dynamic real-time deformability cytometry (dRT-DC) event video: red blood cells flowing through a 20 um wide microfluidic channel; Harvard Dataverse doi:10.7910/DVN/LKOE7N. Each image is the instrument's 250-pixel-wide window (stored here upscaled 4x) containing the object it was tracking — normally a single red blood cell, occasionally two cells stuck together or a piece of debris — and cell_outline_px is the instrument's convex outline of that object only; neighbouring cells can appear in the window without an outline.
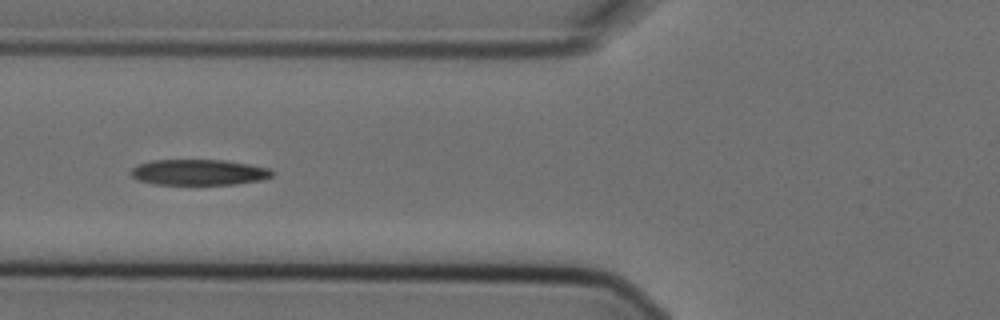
{"species": "Egyptian fruit bat (a non-hibernating species)", "species_latin": "Rousettus aegyptiacus", "temperature_condition": "cold", "stored_images_in_passage": 9, "camera_frame_rate_fps": 3000, "um_per_image_px": 0.085, "animal": {"sex": "female"}, "frame": {"image": 1, "passage_image": 6, "time_ms": 1.667, "image_size_px": [1000, 320], "cell_outline_px": [[276, 172], [272, 176], [260, 180], [236, 184], [152, 184], [136, 180], [132, 176], [132, 168], [136, 164], [152, 160], [228, 160], [252, 164], [268, 168]], "centroid_in_image_um": [16.91, 14.63], "position_along_channel_um": 108.9, "area_um2": 21.39}}
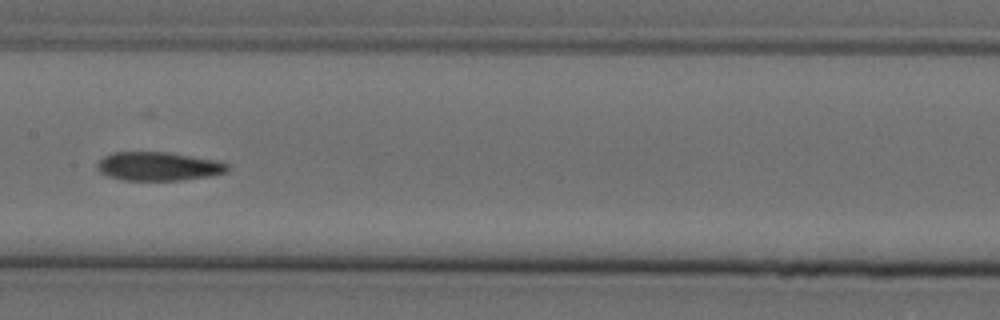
{"frame": {"image": 2, "passage_image": 8, "time_ms": 2.333, "image_size_px": [1000, 320], "cell_outline_px": [[228, 172], [208, 176], [180, 180], [124, 180], [108, 176], [100, 172], [96, 168], [96, 164], [104, 156], [112, 152], [168, 152], [216, 160], [228, 164]], "centroid_in_image_um": [13.44, 14.13], "position_along_channel_um": 194.0, "area_um2": 21.73}}
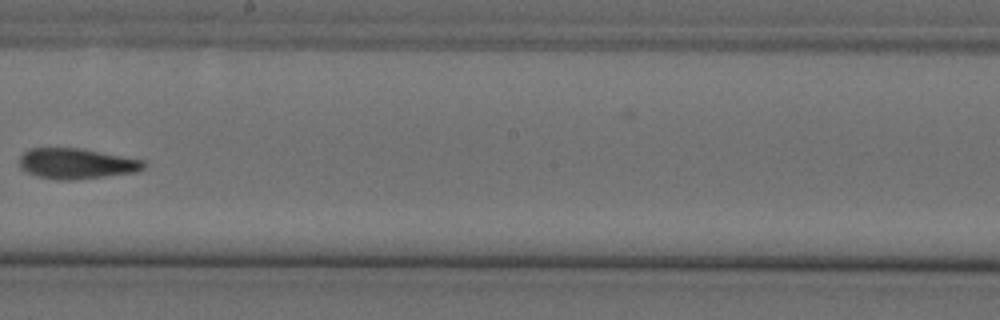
{"frame": {"image": 3, "passage_image": 9, "time_ms": 2.667, "image_size_px": [1000, 320], "cell_outline_px": [[144, 168], [136, 172], [72, 180], [56, 180], [36, 176], [20, 168], [20, 156], [28, 148], [80, 148], [144, 160]], "centroid_in_image_um": [6.47, 13.9], "position_along_channel_um": 241.7, "area_um2": 22.02}}